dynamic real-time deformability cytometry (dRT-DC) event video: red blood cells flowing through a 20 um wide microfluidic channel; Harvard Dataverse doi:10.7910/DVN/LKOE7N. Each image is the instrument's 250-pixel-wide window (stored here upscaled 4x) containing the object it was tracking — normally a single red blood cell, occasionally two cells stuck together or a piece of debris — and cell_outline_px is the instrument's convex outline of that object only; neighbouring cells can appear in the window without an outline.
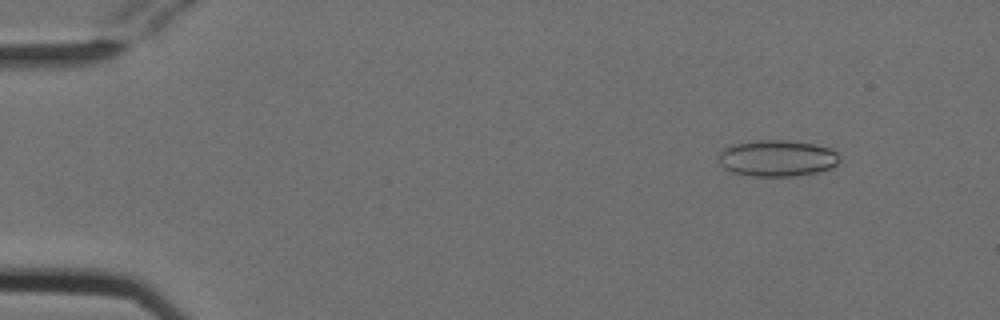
{"species": "Egyptian fruit bat (a non-hibernating species)", "species_latin": "Rousettus aegyptiacus", "temperature_condition": "cold", "stored_images_in_passage": 53, "camera_frame_rate_fps": 3000, "um_per_image_px": 0.085, "animal": {"sex": "female"}, "frame": {"image": 1, "passage_image": 6, "time_ms": 1.667, "image_size_px": [1000, 320], "cell_outline_px": [[840, 160], [832, 168], [816, 172], [792, 176], [752, 176], [732, 172], [724, 168], [720, 164], [716, 156], [724, 148], [732, 144], [760, 140], [788, 140], [812, 144], [828, 148], [836, 152], [840, 156]], "centroid_in_image_um": [66.02, 13.45], "position_along_channel_um": 19.0, "area_um2": 25.66}}
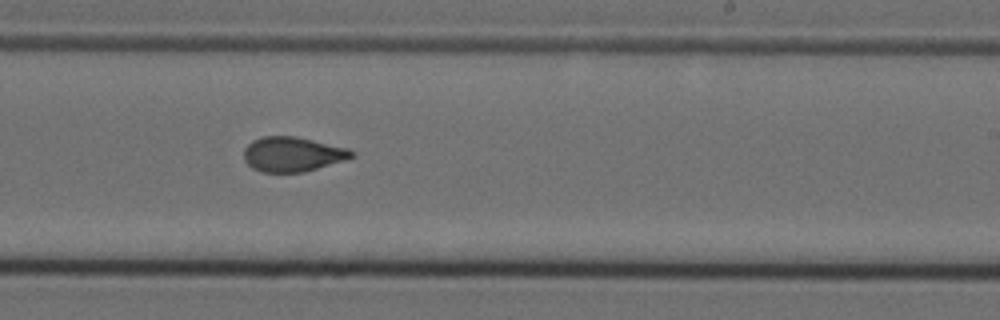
{"frame": {"image": 2, "passage_image": 33, "time_ms": 10.667, "image_size_px": [1000, 320], "cell_outline_px": [[356, 156], [344, 160], [304, 172], [260, 172], [252, 168], [244, 160], [244, 148], [252, 140], [264, 136], [296, 136], [348, 148], [356, 152]], "centroid_in_image_um": [24.86, 13.1], "position_along_channel_um": 264.1, "area_um2": 21.91}}
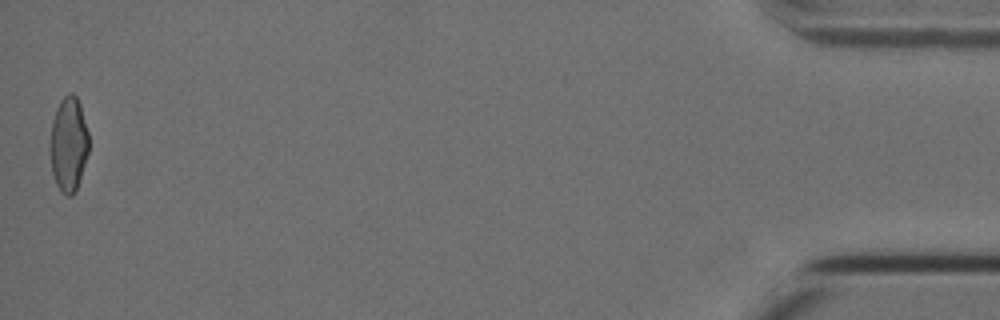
{"frame": {"image": 3, "passage_image": 53, "time_ms": 17.333, "image_size_px": [1000, 320], "cell_outline_px": [[88, 152], [76, 192], [72, 196], [68, 196], [60, 192], [56, 184], [52, 172], [48, 148], [48, 144], [52, 120], [56, 108], [60, 100], [68, 92], [72, 92], [76, 96], [80, 104], [88, 132]], "centroid_in_image_um": [5.79, 12.26], "position_along_channel_um": 429.4, "area_um2": 21.85}, "authors_computed_cell_mechanics": {"area_um2": 22.253, "velocity_mm_per_s": 3.823, "shape_relaxation_time_tau1_ms": null, "shape_relaxation_time_tau2_ms": 1.4221, "deformation_change_tau1": null, "deformation_change_tau2": 0.0612}}